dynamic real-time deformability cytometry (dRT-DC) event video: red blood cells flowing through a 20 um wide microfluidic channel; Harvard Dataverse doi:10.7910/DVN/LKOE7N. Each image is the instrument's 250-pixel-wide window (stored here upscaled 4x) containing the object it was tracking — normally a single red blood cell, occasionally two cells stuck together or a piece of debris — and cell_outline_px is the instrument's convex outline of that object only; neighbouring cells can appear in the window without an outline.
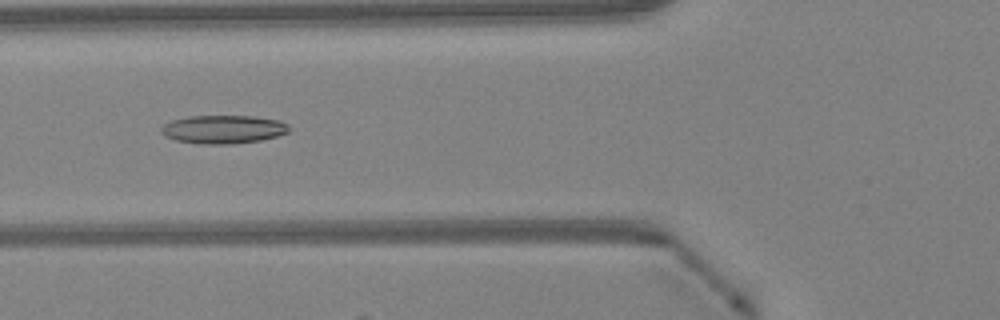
{"species": "Egyptian fruit bat (a non-hibernating species)", "species_latin": "Rousettus aegyptiacus", "temperature_condition": "warm", "stored_images_in_passage": 48, "camera_frame_rate_fps": 3000, "um_per_image_px": 0.085, "animal": {"sex": "female"}, "frame": {"image": 1, "passage_image": 19, "time_ms": 6.0, "image_size_px": [1000, 320], "cell_outline_px": [[292, 128], [288, 132], [276, 136], [260, 140], [232, 144], [200, 144], [176, 140], [164, 136], [160, 132], [160, 128], [164, 124], [172, 120], [188, 116], [252, 116], [280, 120], [288, 124]], "centroid_in_image_um": [18.98, 10.99], "position_along_channel_um": 106.8, "area_um2": 21.27}}
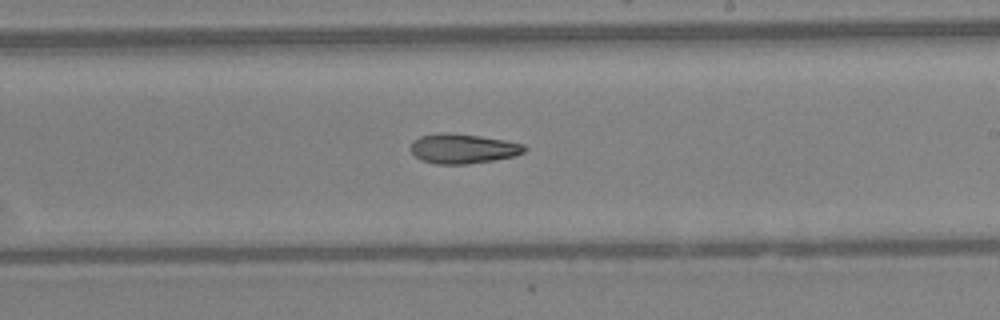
{"frame": {"image": 2, "passage_image": 29, "time_ms": 9.333, "image_size_px": [1000, 320], "cell_outline_px": [[528, 148], [524, 152], [516, 156], [468, 164], [436, 164], [420, 160], [412, 152], [412, 144], [420, 136], [436, 132], [448, 132], [480, 136], [504, 140], [524, 144]], "centroid_in_image_um": [39.37, 12.63], "position_along_channel_um": 249.6, "area_um2": 19.71}}
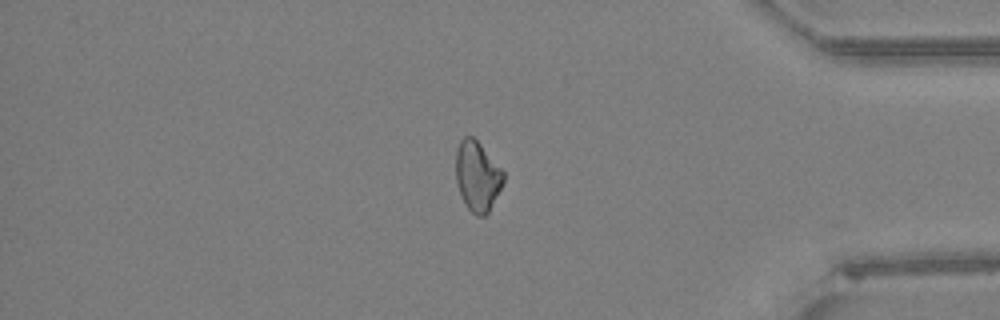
{"frame": {"image": 3, "passage_image": 41, "time_ms": 13.333, "image_size_px": [1000, 320], "cell_outline_px": [[504, 180], [488, 212], [484, 216], [476, 216], [468, 208], [460, 192], [456, 180], [456, 148], [460, 140], [464, 136], [472, 136], [480, 144], [504, 172]], "centroid_in_image_um": [40.56, 14.95], "position_along_channel_um": 394.6, "area_um2": 19.02}, "authors_computed_cell_mechanics": {"area_um2": 20.2589, "velocity_mm_per_s": 4.3039, "shape_relaxation_time_tau1_ms": null, "shape_relaxation_time_tau2_ms": 7.4959, "deformation_change_tau1": null, "deformation_change_tau2": 0.18}}